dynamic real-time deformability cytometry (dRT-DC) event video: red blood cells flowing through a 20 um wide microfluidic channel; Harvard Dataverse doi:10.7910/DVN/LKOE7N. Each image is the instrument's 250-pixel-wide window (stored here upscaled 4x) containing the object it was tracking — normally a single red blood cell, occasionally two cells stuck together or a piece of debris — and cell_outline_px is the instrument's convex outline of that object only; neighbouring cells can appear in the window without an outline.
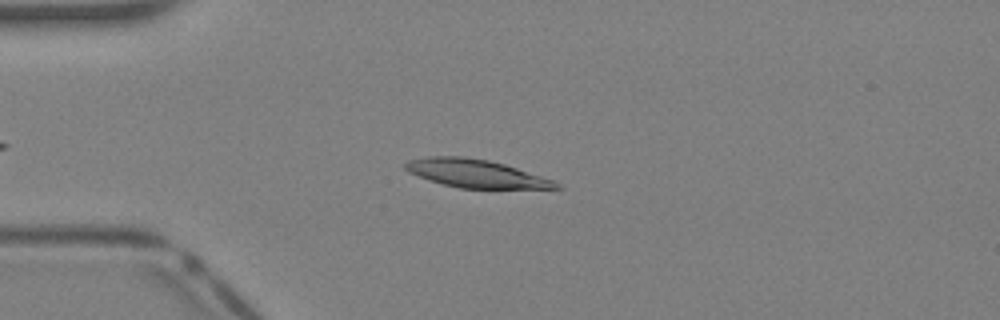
{"species": "Egyptian fruit bat (a non-hibernating species)", "species_latin": "Rousettus aegyptiacus", "temperature_condition": "warm", "stored_images_in_passage": 28, "camera_frame_rate_fps": 3000, "um_per_image_px": 0.085, "animal": {"sex": "female"}, "frame": {"image": 1, "passage_image": 2, "time_ms": 0.333, "image_size_px": [1000, 320], "cell_outline_px": [[564, 188], [460, 188], [444, 184], [408, 172], [404, 168], [404, 164], [408, 160], [428, 156], [464, 156], [488, 160], [504, 164], [552, 180], [560, 184]], "centroid_in_image_um": [40.41, 14.73], "position_along_channel_um": 44.6, "area_um2": 24.22}}
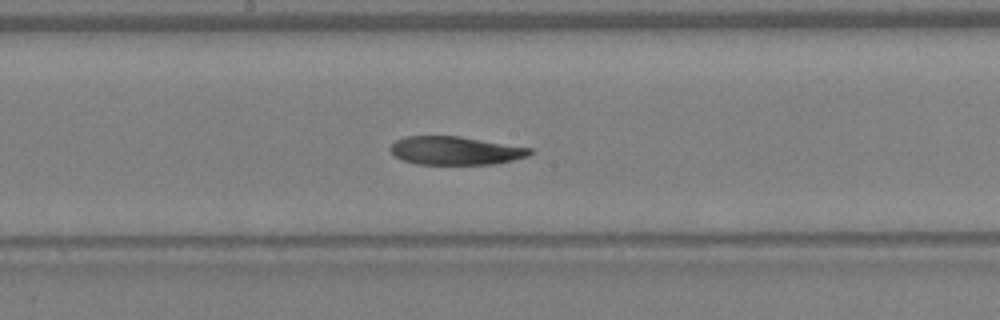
{"frame": {"image": 2, "passage_image": 13, "time_ms": 4.0, "image_size_px": [1000, 320], "cell_outline_px": [[532, 152], [528, 156], [496, 164], [416, 164], [404, 160], [396, 156], [388, 148], [396, 140], [404, 136], [460, 136], [532, 148]], "centroid_in_image_um": [38.71, 12.8], "position_along_channel_um": 209.5, "area_um2": 23.0}}
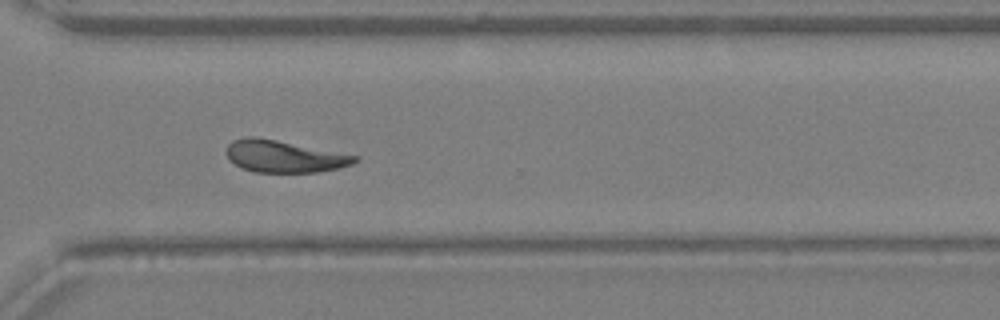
{"frame": {"image": 3, "passage_image": 21, "time_ms": 6.667, "image_size_px": [1000, 320], "cell_outline_px": [[360, 156], [352, 164], [340, 168], [316, 172], [256, 172], [240, 168], [228, 160], [228, 144], [232, 140], [248, 136], [256, 136]], "centroid_in_image_um": [24.13, 13.29], "position_along_channel_um": 346.5, "area_um2": 23.93}}